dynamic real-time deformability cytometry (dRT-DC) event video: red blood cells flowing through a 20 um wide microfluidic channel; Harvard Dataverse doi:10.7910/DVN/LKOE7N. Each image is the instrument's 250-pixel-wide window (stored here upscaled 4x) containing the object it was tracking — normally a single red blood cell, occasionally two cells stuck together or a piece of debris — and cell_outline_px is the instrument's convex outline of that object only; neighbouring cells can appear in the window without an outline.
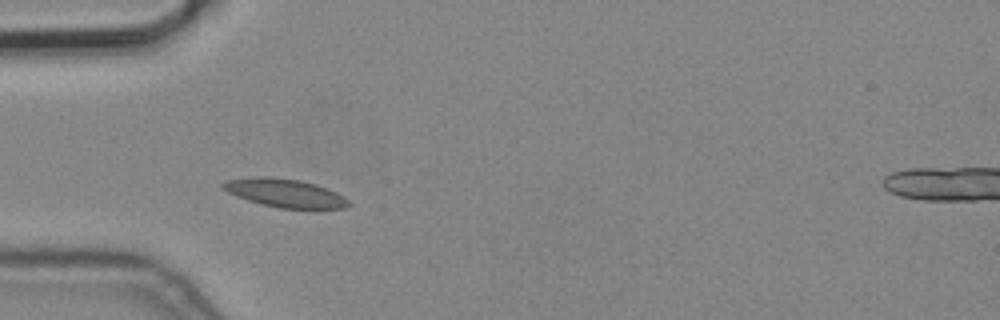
{"species": "common noctule bat (a hibernating species)", "species_latin": "Nyctalus noctula", "temperature_condition": "cold", "stored_images_in_passage": 4, "camera_frame_rate_fps": 3000, "um_per_image_px": 0.085, "animal": {"sex": "male", "body_mass_g": 19.2, "forearm_length_mm": 51.8}, "frame": {"image": 1, "passage_image": 3, "time_ms": 0.667, "image_size_px": [1000, 320], "cell_outline_px": [[352, 204], [344, 208], [280, 208], [260, 204], [236, 196], [220, 188], [220, 184], [224, 180], [260, 176], [264, 176], [300, 180], [316, 184], [336, 192], [344, 196]], "centroid_in_image_um": [24.18, 16.4], "position_along_channel_um": 60.8, "area_um2": 20.81}}
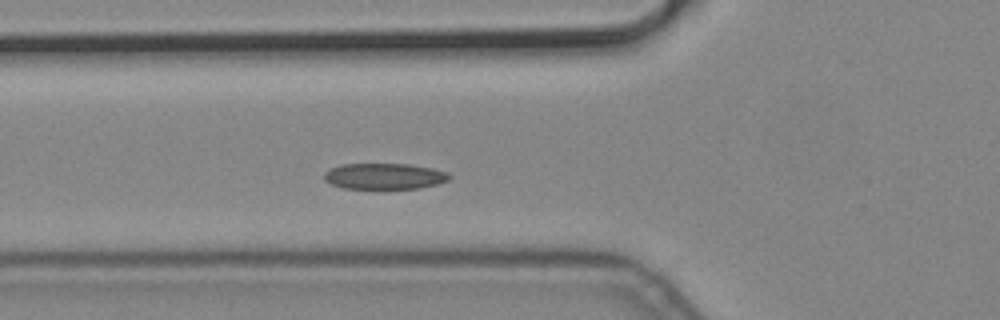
{"frame": {"image": 2, "passage_image": 4, "time_ms": 1.0, "image_size_px": [1000, 320], "cell_outline_px": [[452, 176], [448, 180], [436, 184], [420, 188], [344, 188], [332, 184], [324, 180], [324, 172], [340, 164], [408, 164], [432, 168], [448, 172]], "centroid_in_image_um": [32.68, 14.97], "position_along_channel_um": 93.1, "area_um2": 18.84}}